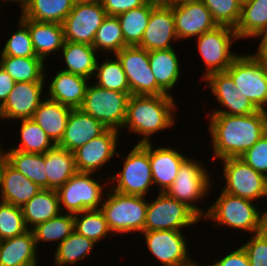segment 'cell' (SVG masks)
<instances>
[{
	"label": "cell",
	"instance_id": "57",
	"mask_svg": "<svg viewBox=\"0 0 267 266\" xmlns=\"http://www.w3.org/2000/svg\"><path fill=\"white\" fill-rule=\"evenodd\" d=\"M0 121H6L7 122V119H6V116H5V113H4V109H3V104L0 102ZM0 124H1V122H0ZM0 127H2V126H0ZM0 136H1V134H0ZM0 141H1V139H0Z\"/></svg>",
	"mask_w": 267,
	"mask_h": 266
},
{
	"label": "cell",
	"instance_id": "50",
	"mask_svg": "<svg viewBox=\"0 0 267 266\" xmlns=\"http://www.w3.org/2000/svg\"><path fill=\"white\" fill-rule=\"evenodd\" d=\"M15 85L13 78L0 66V102L3 104Z\"/></svg>",
	"mask_w": 267,
	"mask_h": 266
},
{
	"label": "cell",
	"instance_id": "59",
	"mask_svg": "<svg viewBox=\"0 0 267 266\" xmlns=\"http://www.w3.org/2000/svg\"><path fill=\"white\" fill-rule=\"evenodd\" d=\"M189 266H204L203 264H201L200 261L196 260L194 263H192L191 265Z\"/></svg>",
	"mask_w": 267,
	"mask_h": 266
},
{
	"label": "cell",
	"instance_id": "17",
	"mask_svg": "<svg viewBox=\"0 0 267 266\" xmlns=\"http://www.w3.org/2000/svg\"><path fill=\"white\" fill-rule=\"evenodd\" d=\"M107 13L101 2H75L63 22L65 41L91 45Z\"/></svg>",
	"mask_w": 267,
	"mask_h": 266
},
{
	"label": "cell",
	"instance_id": "2",
	"mask_svg": "<svg viewBox=\"0 0 267 266\" xmlns=\"http://www.w3.org/2000/svg\"><path fill=\"white\" fill-rule=\"evenodd\" d=\"M174 97L168 94L129 96L122 130L139 135L134 145L151 143L155 134L175 126L180 108Z\"/></svg>",
	"mask_w": 267,
	"mask_h": 266
},
{
	"label": "cell",
	"instance_id": "28",
	"mask_svg": "<svg viewBox=\"0 0 267 266\" xmlns=\"http://www.w3.org/2000/svg\"><path fill=\"white\" fill-rule=\"evenodd\" d=\"M40 190L34 182L9 163L6 165L0 183V201L22 207Z\"/></svg>",
	"mask_w": 267,
	"mask_h": 266
},
{
	"label": "cell",
	"instance_id": "49",
	"mask_svg": "<svg viewBox=\"0 0 267 266\" xmlns=\"http://www.w3.org/2000/svg\"><path fill=\"white\" fill-rule=\"evenodd\" d=\"M150 0H101L107 16H117L136 7L145 5Z\"/></svg>",
	"mask_w": 267,
	"mask_h": 266
},
{
	"label": "cell",
	"instance_id": "1",
	"mask_svg": "<svg viewBox=\"0 0 267 266\" xmlns=\"http://www.w3.org/2000/svg\"><path fill=\"white\" fill-rule=\"evenodd\" d=\"M211 159L240 158L267 132V111L250 115L206 113ZM214 157V158H213Z\"/></svg>",
	"mask_w": 267,
	"mask_h": 266
},
{
	"label": "cell",
	"instance_id": "12",
	"mask_svg": "<svg viewBox=\"0 0 267 266\" xmlns=\"http://www.w3.org/2000/svg\"><path fill=\"white\" fill-rule=\"evenodd\" d=\"M188 232L176 230L143 231L146 252L161 266H189L196 261L190 254ZM188 238V239H187ZM153 256V257H152ZM193 257V258H192Z\"/></svg>",
	"mask_w": 267,
	"mask_h": 266
},
{
	"label": "cell",
	"instance_id": "19",
	"mask_svg": "<svg viewBox=\"0 0 267 266\" xmlns=\"http://www.w3.org/2000/svg\"><path fill=\"white\" fill-rule=\"evenodd\" d=\"M45 83L15 82L12 91L3 103L7 123L33 118L36 109L46 98Z\"/></svg>",
	"mask_w": 267,
	"mask_h": 266
},
{
	"label": "cell",
	"instance_id": "54",
	"mask_svg": "<svg viewBox=\"0 0 267 266\" xmlns=\"http://www.w3.org/2000/svg\"><path fill=\"white\" fill-rule=\"evenodd\" d=\"M264 200H265L266 205H267V175H265V186H264V195H263V203L264 204H261V206L262 205H265ZM266 205L263 206L265 208H262V210H263V212H264L265 215H267V207H266Z\"/></svg>",
	"mask_w": 267,
	"mask_h": 266
},
{
	"label": "cell",
	"instance_id": "51",
	"mask_svg": "<svg viewBox=\"0 0 267 266\" xmlns=\"http://www.w3.org/2000/svg\"><path fill=\"white\" fill-rule=\"evenodd\" d=\"M258 39V46L256 50L252 53L261 63L267 66V31L261 33Z\"/></svg>",
	"mask_w": 267,
	"mask_h": 266
},
{
	"label": "cell",
	"instance_id": "31",
	"mask_svg": "<svg viewBox=\"0 0 267 266\" xmlns=\"http://www.w3.org/2000/svg\"><path fill=\"white\" fill-rule=\"evenodd\" d=\"M47 189L57 190L76 172L74 152L57 145L44 153Z\"/></svg>",
	"mask_w": 267,
	"mask_h": 266
},
{
	"label": "cell",
	"instance_id": "23",
	"mask_svg": "<svg viewBox=\"0 0 267 266\" xmlns=\"http://www.w3.org/2000/svg\"><path fill=\"white\" fill-rule=\"evenodd\" d=\"M107 128L80 108L72 109L63 137L58 147L74 152L93 138L101 135Z\"/></svg>",
	"mask_w": 267,
	"mask_h": 266
},
{
	"label": "cell",
	"instance_id": "47",
	"mask_svg": "<svg viewBox=\"0 0 267 266\" xmlns=\"http://www.w3.org/2000/svg\"><path fill=\"white\" fill-rule=\"evenodd\" d=\"M240 159L255 171L267 175V132Z\"/></svg>",
	"mask_w": 267,
	"mask_h": 266
},
{
	"label": "cell",
	"instance_id": "35",
	"mask_svg": "<svg viewBox=\"0 0 267 266\" xmlns=\"http://www.w3.org/2000/svg\"><path fill=\"white\" fill-rule=\"evenodd\" d=\"M98 245L93 240L78 234L75 230L55 249L53 254L54 266H74L80 261H85L90 253H94L95 246Z\"/></svg>",
	"mask_w": 267,
	"mask_h": 266
},
{
	"label": "cell",
	"instance_id": "18",
	"mask_svg": "<svg viewBox=\"0 0 267 266\" xmlns=\"http://www.w3.org/2000/svg\"><path fill=\"white\" fill-rule=\"evenodd\" d=\"M169 6L173 10L179 42L198 38L218 26L201 0H186Z\"/></svg>",
	"mask_w": 267,
	"mask_h": 266
},
{
	"label": "cell",
	"instance_id": "41",
	"mask_svg": "<svg viewBox=\"0 0 267 266\" xmlns=\"http://www.w3.org/2000/svg\"><path fill=\"white\" fill-rule=\"evenodd\" d=\"M92 46L100 56L106 53V56H114L127 46L117 16H106L96 31Z\"/></svg>",
	"mask_w": 267,
	"mask_h": 266
},
{
	"label": "cell",
	"instance_id": "38",
	"mask_svg": "<svg viewBox=\"0 0 267 266\" xmlns=\"http://www.w3.org/2000/svg\"><path fill=\"white\" fill-rule=\"evenodd\" d=\"M102 57L103 60H100ZM98 57L92 82L101 88L120 92H130L126 74L121 62L114 55ZM114 57V58H113ZM102 61V62H99ZM96 78V79H95Z\"/></svg>",
	"mask_w": 267,
	"mask_h": 266
},
{
	"label": "cell",
	"instance_id": "45",
	"mask_svg": "<svg viewBox=\"0 0 267 266\" xmlns=\"http://www.w3.org/2000/svg\"><path fill=\"white\" fill-rule=\"evenodd\" d=\"M210 10L217 25L236 28L240 21L242 3L240 0H201Z\"/></svg>",
	"mask_w": 267,
	"mask_h": 266
},
{
	"label": "cell",
	"instance_id": "30",
	"mask_svg": "<svg viewBox=\"0 0 267 266\" xmlns=\"http://www.w3.org/2000/svg\"><path fill=\"white\" fill-rule=\"evenodd\" d=\"M21 209L28 230L62 213L55 189H41Z\"/></svg>",
	"mask_w": 267,
	"mask_h": 266
},
{
	"label": "cell",
	"instance_id": "4",
	"mask_svg": "<svg viewBox=\"0 0 267 266\" xmlns=\"http://www.w3.org/2000/svg\"><path fill=\"white\" fill-rule=\"evenodd\" d=\"M208 170L211 171L204 161L188 157L180 166L173 184L165 191L168 196L185 203L201 219L206 216L208 210L198 204H202V200L212 195L211 191L215 185L213 170Z\"/></svg>",
	"mask_w": 267,
	"mask_h": 266
},
{
	"label": "cell",
	"instance_id": "58",
	"mask_svg": "<svg viewBox=\"0 0 267 266\" xmlns=\"http://www.w3.org/2000/svg\"><path fill=\"white\" fill-rule=\"evenodd\" d=\"M75 2H100L101 0H74Z\"/></svg>",
	"mask_w": 267,
	"mask_h": 266
},
{
	"label": "cell",
	"instance_id": "25",
	"mask_svg": "<svg viewBox=\"0 0 267 266\" xmlns=\"http://www.w3.org/2000/svg\"><path fill=\"white\" fill-rule=\"evenodd\" d=\"M179 52L174 48L149 51V65L156 78L157 85L168 95L178 85L183 73Z\"/></svg>",
	"mask_w": 267,
	"mask_h": 266
},
{
	"label": "cell",
	"instance_id": "40",
	"mask_svg": "<svg viewBox=\"0 0 267 266\" xmlns=\"http://www.w3.org/2000/svg\"><path fill=\"white\" fill-rule=\"evenodd\" d=\"M8 149V163L22 175L34 182L40 189H47L44 154L25 153Z\"/></svg>",
	"mask_w": 267,
	"mask_h": 266
},
{
	"label": "cell",
	"instance_id": "33",
	"mask_svg": "<svg viewBox=\"0 0 267 266\" xmlns=\"http://www.w3.org/2000/svg\"><path fill=\"white\" fill-rule=\"evenodd\" d=\"M235 31L241 41L256 39L261 33L267 31V0L243 2L240 21Z\"/></svg>",
	"mask_w": 267,
	"mask_h": 266
},
{
	"label": "cell",
	"instance_id": "3",
	"mask_svg": "<svg viewBox=\"0 0 267 266\" xmlns=\"http://www.w3.org/2000/svg\"><path fill=\"white\" fill-rule=\"evenodd\" d=\"M217 196L212 204L206 205L208 212L202 221H209L215 228L236 230L237 235L241 232L249 233V236L259 233L265 217L261 205L222 190Z\"/></svg>",
	"mask_w": 267,
	"mask_h": 266
},
{
	"label": "cell",
	"instance_id": "15",
	"mask_svg": "<svg viewBox=\"0 0 267 266\" xmlns=\"http://www.w3.org/2000/svg\"><path fill=\"white\" fill-rule=\"evenodd\" d=\"M119 138H122L120 131L107 128L101 135L75 150L74 159L77 172L97 173L100 170L103 171V167L111 164L110 162L112 159L115 160V156L119 158L122 155L118 149Z\"/></svg>",
	"mask_w": 267,
	"mask_h": 266
},
{
	"label": "cell",
	"instance_id": "9",
	"mask_svg": "<svg viewBox=\"0 0 267 266\" xmlns=\"http://www.w3.org/2000/svg\"><path fill=\"white\" fill-rule=\"evenodd\" d=\"M155 195V199L152 196V199H148L144 231H185L189 227V231H192V227H196L195 224L201 225L202 219L185 203L168 196L165 192Z\"/></svg>",
	"mask_w": 267,
	"mask_h": 266
},
{
	"label": "cell",
	"instance_id": "36",
	"mask_svg": "<svg viewBox=\"0 0 267 266\" xmlns=\"http://www.w3.org/2000/svg\"><path fill=\"white\" fill-rule=\"evenodd\" d=\"M31 231L38 250H40V244H42V248L43 246L48 247L46 243L56 244L54 246L57 247L74 231V214L61 213L55 218L38 224Z\"/></svg>",
	"mask_w": 267,
	"mask_h": 266
},
{
	"label": "cell",
	"instance_id": "55",
	"mask_svg": "<svg viewBox=\"0 0 267 266\" xmlns=\"http://www.w3.org/2000/svg\"><path fill=\"white\" fill-rule=\"evenodd\" d=\"M0 1L5 3L8 2L9 4H14L16 2V4L19 6V9L21 10V8L27 3L28 0H0Z\"/></svg>",
	"mask_w": 267,
	"mask_h": 266
},
{
	"label": "cell",
	"instance_id": "52",
	"mask_svg": "<svg viewBox=\"0 0 267 266\" xmlns=\"http://www.w3.org/2000/svg\"><path fill=\"white\" fill-rule=\"evenodd\" d=\"M4 146H2L1 141H0V183L1 179L3 177V172L8 164V149H6ZM6 149V150H5Z\"/></svg>",
	"mask_w": 267,
	"mask_h": 266
},
{
	"label": "cell",
	"instance_id": "53",
	"mask_svg": "<svg viewBox=\"0 0 267 266\" xmlns=\"http://www.w3.org/2000/svg\"><path fill=\"white\" fill-rule=\"evenodd\" d=\"M156 5H172L186 0H152Z\"/></svg>",
	"mask_w": 267,
	"mask_h": 266
},
{
	"label": "cell",
	"instance_id": "37",
	"mask_svg": "<svg viewBox=\"0 0 267 266\" xmlns=\"http://www.w3.org/2000/svg\"><path fill=\"white\" fill-rule=\"evenodd\" d=\"M156 6L157 5L150 0L145 5L117 15L124 41L127 46H138L140 44L143 33L147 28L151 11Z\"/></svg>",
	"mask_w": 267,
	"mask_h": 266
},
{
	"label": "cell",
	"instance_id": "16",
	"mask_svg": "<svg viewBox=\"0 0 267 266\" xmlns=\"http://www.w3.org/2000/svg\"><path fill=\"white\" fill-rule=\"evenodd\" d=\"M201 82L209 88L211 98L216 106L207 113H222L227 115H250L259 109L245 95L236 88L232 78L226 72H215L208 75Z\"/></svg>",
	"mask_w": 267,
	"mask_h": 266
},
{
	"label": "cell",
	"instance_id": "39",
	"mask_svg": "<svg viewBox=\"0 0 267 266\" xmlns=\"http://www.w3.org/2000/svg\"><path fill=\"white\" fill-rule=\"evenodd\" d=\"M18 124L20 143L11 149H15L25 153L44 154L54 148L56 144L44 132V130L32 119H21L16 121Z\"/></svg>",
	"mask_w": 267,
	"mask_h": 266
},
{
	"label": "cell",
	"instance_id": "29",
	"mask_svg": "<svg viewBox=\"0 0 267 266\" xmlns=\"http://www.w3.org/2000/svg\"><path fill=\"white\" fill-rule=\"evenodd\" d=\"M71 110L72 108L46 97L36 109L32 119L57 145L63 137Z\"/></svg>",
	"mask_w": 267,
	"mask_h": 266
},
{
	"label": "cell",
	"instance_id": "8",
	"mask_svg": "<svg viewBox=\"0 0 267 266\" xmlns=\"http://www.w3.org/2000/svg\"><path fill=\"white\" fill-rule=\"evenodd\" d=\"M198 55L205 66L200 81L215 72H225L240 55L233 51L234 42L240 41L235 28L218 25L195 38Z\"/></svg>",
	"mask_w": 267,
	"mask_h": 266
},
{
	"label": "cell",
	"instance_id": "22",
	"mask_svg": "<svg viewBox=\"0 0 267 266\" xmlns=\"http://www.w3.org/2000/svg\"><path fill=\"white\" fill-rule=\"evenodd\" d=\"M46 81V97L72 109L80 108L90 79L62 70H57Z\"/></svg>",
	"mask_w": 267,
	"mask_h": 266
},
{
	"label": "cell",
	"instance_id": "10",
	"mask_svg": "<svg viewBox=\"0 0 267 266\" xmlns=\"http://www.w3.org/2000/svg\"><path fill=\"white\" fill-rule=\"evenodd\" d=\"M130 95V92L101 88L91 81L80 109L101 122L106 128L121 132Z\"/></svg>",
	"mask_w": 267,
	"mask_h": 266
},
{
	"label": "cell",
	"instance_id": "24",
	"mask_svg": "<svg viewBox=\"0 0 267 266\" xmlns=\"http://www.w3.org/2000/svg\"><path fill=\"white\" fill-rule=\"evenodd\" d=\"M20 18L28 25L31 40L36 56L45 62L51 59L56 53L63 48L65 42L63 25L53 22H40L24 18L20 14ZM48 57V58H47Z\"/></svg>",
	"mask_w": 267,
	"mask_h": 266
},
{
	"label": "cell",
	"instance_id": "5",
	"mask_svg": "<svg viewBox=\"0 0 267 266\" xmlns=\"http://www.w3.org/2000/svg\"><path fill=\"white\" fill-rule=\"evenodd\" d=\"M147 199L144 196L126 195L108 188L100 210L115 238L117 235H133L137 232L141 234L144 231Z\"/></svg>",
	"mask_w": 267,
	"mask_h": 266
},
{
	"label": "cell",
	"instance_id": "34",
	"mask_svg": "<svg viewBox=\"0 0 267 266\" xmlns=\"http://www.w3.org/2000/svg\"><path fill=\"white\" fill-rule=\"evenodd\" d=\"M74 4V0H28L19 12L33 21L63 24Z\"/></svg>",
	"mask_w": 267,
	"mask_h": 266
},
{
	"label": "cell",
	"instance_id": "7",
	"mask_svg": "<svg viewBox=\"0 0 267 266\" xmlns=\"http://www.w3.org/2000/svg\"><path fill=\"white\" fill-rule=\"evenodd\" d=\"M97 175V173L76 172L64 185L56 190L62 213L75 214L101 208L104 194H106L105 191L110 186L108 176L104 180L103 177L96 179Z\"/></svg>",
	"mask_w": 267,
	"mask_h": 266
},
{
	"label": "cell",
	"instance_id": "32",
	"mask_svg": "<svg viewBox=\"0 0 267 266\" xmlns=\"http://www.w3.org/2000/svg\"><path fill=\"white\" fill-rule=\"evenodd\" d=\"M47 65L39 57L0 56V66L15 82H45L50 74Z\"/></svg>",
	"mask_w": 267,
	"mask_h": 266
},
{
	"label": "cell",
	"instance_id": "43",
	"mask_svg": "<svg viewBox=\"0 0 267 266\" xmlns=\"http://www.w3.org/2000/svg\"><path fill=\"white\" fill-rule=\"evenodd\" d=\"M11 33L0 51V56L37 57L28 25L20 17L16 30Z\"/></svg>",
	"mask_w": 267,
	"mask_h": 266
},
{
	"label": "cell",
	"instance_id": "21",
	"mask_svg": "<svg viewBox=\"0 0 267 266\" xmlns=\"http://www.w3.org/2000/svg\"><path fill=\"white\" fill-rule=\"evenodd\" d=\"M174 146H156L149 143V161L156 192H165L174 182L182 163L189 157Z\"/></svg>",
	"mask_w": 267,
	"mask_h": 266
},
{
	"label": "cell",
	"instance_id": "60",
	"mask_svg": "<svg viewBox=\"0 0 267 266\" xmlns=\"http://www.w3.org/2000/svg\"><path fill=\"white\" fill-rule=\"evenodd\" d=\"M24 266H40V264L38 265V264H29V265H24ZM41 266H43V265H41Z\"/></svg>",
	"mask_w": 267,
	"mask_h": 266
},
{
	"label": "cell",
	"instance_id": "44",
	"mask_svg": "<svg viewBox=\"0 0 267 266\" xmlns=\"http://www.w3.org/2000/svg\"><path fill=\"white\" fill-rule=\"evenodd\" d=\"M27 230L21 207L0 201V240L13 238Z\"/></svg>",
	"mask_w": 267,
	"mask_h": 266
},
{
	"label": "cell",
	"instance_id": "48",
	"mask_svg": "<svg viewBox=\"0 0 267 266\" xmlns=\"http://www.w3.org/2000/svg\"><path fill=\"white\" fill-rule=\"evenodd\" d=\"M217 259V260H216ZM212 263L209 260L204 266H250L248 256L244 251L243 247L238 245L235 249H231L230 252L226 253L221 258H216Z\"/></svg>",
	"mask_w": 267,
	"mask_h": 266
},
{
	"label": "cell",
	"instance_id": "42",
	"mask_svg": "<svg viewBox=\"0 0 267 266\" xmlns=\"http://www.w3.org/2000/svg\"><path fill=\"white\" fill-rule=\"evenodd\" d=\"M74 230L84 237L93 240L100 245L105 238L114 236L108 226L103 212L98 210H86L74 214ZM110 235V236H109Z\"/></svg>",
	"mask_w": 267,
	"mask_h": 266
},
{
	"label": "cell",
	"instance_id": "27",
	"mask_svg": "<svg viewBox=\"0 0 267 266\" xmlns=\"http://www.w3.org/2000/svg\"><path fill=\"white\" fill-rule=\"evenodd\" d=\"M59 55L63 56L61 65L63 60L65 63L63 65L65 68L59 66L60 70L81 75L90 80L93 79L92 77L94 76L96 63L99 57L98 52L93 46L65 41Z\"/></svg>",
	"mask_w": 267,
	"mask_h": 266
},
{
	"label": "cell",
	"instance_id": "56",
	"mask_svg": "<svg viewBox=\"0 0 267 266\" xmlns=\"http://www.w3.org/2000/svg\"><path fill=\"white\" fill-rule=\"evenodd\" d=\"M259 232L267 239V215H265L263 219L262 227Z\"/></svg>",
	"mask_w": 267,
	"mask_h": 266
},
{
	"label": "cell",
	"instance_id": "26",
	"mask_svg": "<svg viewBox=\"0 0 267 266\" xmlns=\"http://www.w3.org/2000/svg\"><path fill=\"white\" fill-rule=\"evenodd\" d=\"M39 253L31 230L13 238L0 240V266L40 264Z\"/></svg>",
	"mask_w": 267,
	"mask_h": 266
},
{
	"label": "cell",
	"instance_id": "14",
	"mask_svg": "<svg viewBox=\"0 0 267 266\" xmlns=\"http://www.w3.org/2000/svg\"><path fill=\"white\" fill-rule=\"evenodd\" d=\"M126 74L131 95H165L149 65V51L126 46L115 54Z\"/></svg>",
	"mask_w": 267,
	"mask_h": 266
},
{
	"label": "cell",
	"instance_id": "11",
	"mask_svg": "<svg viewBox=\"0 0 267 266\" xmlns=\"http://www.w3.org/2000/svg\"><path fill=\"white\" fill-rule=\"evenodd\" d=\"M259 110L267 111V66L252 53L240 54L225 71Z\"/></svg>",
	"mask_w": 267,
	"mask_h": 266
},
{
	"label": "cell",
	"instance_id": "6",
	"mask_svg": "<svg viewBox=\"0 0 267 266\" xmlns=\"http://www.w3.org/2000/svg\"><path fill=\"white\" fill-rule=\"evenodd\" d=\"M121 157L123 158H121L123 160L121 169L117 173L108 175L110 188L126 195L148 197L149 191L154 190L149 161V143L135 144L127 155L124 154Z\"/></svg>",
	"mask_w": 267,
	"mask_h": 266
},
{
	"label": "cell",
	"instance_id": "20",
	"mask_svg": "<svg viewBox=\"0 0 267 266\" xmlns=\"http://www.w3.org/2000/svg\"><path fill=\"white\" fill-rule=\"evenodd\" d=\"M179 42L175 30V18L169 5H157L152 11L138 47L147 51L174 48Z\"/></svg>",
	"mask_w": 267,
	"mask_h": 266
},
{
	"label": "cell",
	"instance_id": "46",
	"mask_svg": "<svg viewBox=\"0 0 267 266\" xmlns=\"http://www.w3.org/2000/svg\"><path fill=\"white\" fill-rule=\"evenodd\" d=\"M240 244L246 252L250 266H267V239L259 232L251 234Z\"/></svg>",
	"mask_w": 267,
	"mask_h": 266
},
{
	"label": "cell",
	"instance_id": "13",
	"mask_svg": "<svg viewBox=\"0 0 267 266\" xmlns=\"http://www.w3.org/2000/svg\"><path fill=\"white\" fill-rule=\"evenodd\" d=\"M222 164L220 187L223 192L263 204L265 175L255 171L240 158H226L220 160ZM222 179H221V178ZM221 179V180H220Z\"/></svg>",
	"mask_w": 267,
	"mask_h": 266
}]
</instances>
